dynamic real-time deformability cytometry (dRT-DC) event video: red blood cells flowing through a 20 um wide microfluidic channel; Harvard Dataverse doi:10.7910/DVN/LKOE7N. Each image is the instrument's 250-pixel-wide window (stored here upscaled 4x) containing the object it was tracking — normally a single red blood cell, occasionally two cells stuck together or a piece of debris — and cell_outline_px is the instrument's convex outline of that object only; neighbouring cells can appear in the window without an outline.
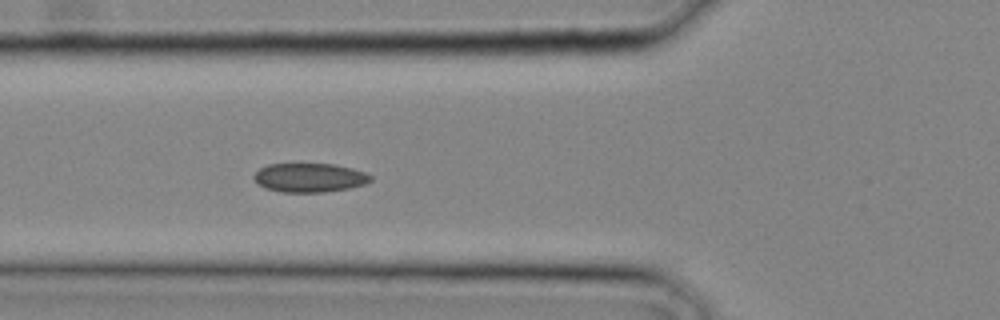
{"species": "common noctule bat (a hibernating species)", "species_latin": "Nyctalus noctula", "temperature_condition": "cold", "stored_images_in_passage": 9, "camera_frame_rate_fps": 3000, "um_per_image_px": 0.085, "animal": {"sex": "male", "body_mass_g": 20.4}, "frame": {"image": 1, "passage_image": 9, "time_ms": 2.667, "image_size_px": [1000, 320], "cell_outline_px": [[372, 180], [364, 184], [348, 188], [324, 192], [280, 192], [264, 188], [256, 184], [252, 176], [260, 168], [268, 164], [336, 164], [352, 168], [364, 172], [372, 176]], "centroid_in_image_um": [26.27, 15.1], "position_along_channel_um": 99.5, "area_um2": 19.83}}